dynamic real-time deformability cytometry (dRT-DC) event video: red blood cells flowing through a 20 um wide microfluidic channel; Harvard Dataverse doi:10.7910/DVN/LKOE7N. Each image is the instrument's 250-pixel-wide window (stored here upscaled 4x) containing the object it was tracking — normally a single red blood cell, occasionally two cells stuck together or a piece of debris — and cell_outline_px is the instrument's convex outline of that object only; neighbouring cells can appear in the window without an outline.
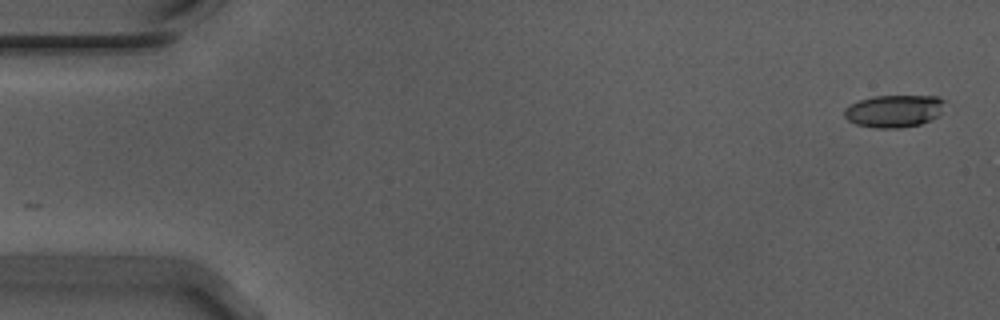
{"species": "Egyptian fruit bat (a non-hibernating species)", "species_latin": "Rousettus aegyptiacus", "temperature_condition": "warm", "stored_images_in_passage": 55, "camera_frame_rate_fps": 3000, "um_per_image_px": 0.085, "animal": {"sex": "male"}, "frame": {"image": 1, "passage_image": 1, "time_ms": 0.0, "image_size_px": [1000, 320], "cell_outline_px": [[944, 100], [940, 112], [932, 120], [920, 124], [900, 128], [872, 128], [856, 124], [848, 120], [844, 116], [844, 108], [860, 100], [872, 96], [936, 96]], "centroid_in_image_um": [75.96, 9.44], "position_along_channel_um": 9.0, "area_um2": 18.9}}
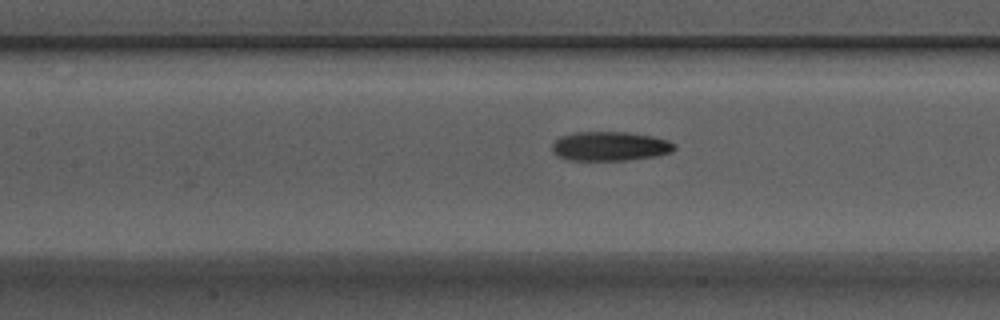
{"frame": {"image": 2, "passage_image": 24, "time_ms": 7.667, "image_size_px": [1000, 320], "cell_outline_px": [[676, 148], [672, 152], [656, 156], [628, 160], [568, 160], [556, 156], [552, 152], [552, 144], [560, 136], [576, 132], [624, 132], [652, 136], [668, 140], [676, 144]], "centroid_in_image_um": [51.84, 12.43], "position_along_channel_um": 155.6, "area_um2": 20.98}}
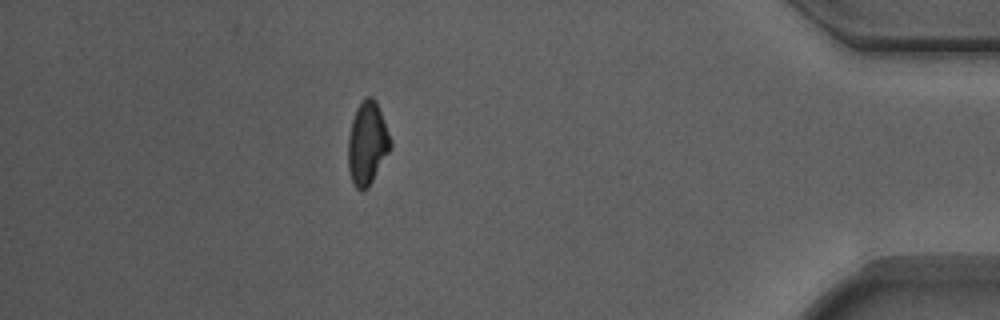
{"frame": {"image": 3, "passage_image": 48, "time_ms": 15.667, "image_size_px": [1000, 320], "cell_outline_px": [[392, 144], [388, 152], [368, 188], [356, 188], [352, 180], [348, 168], [348, 136], [352, 120], [356, 108], [364, 96], [372, 96], [376, 100], [392, 140]], "centroid_in_image_um": [31.21, 12.12], "position_along_channel_um": 404.0, "area_um2": 20.35}, "authors_computed_cell_mechanics": {"area_um2": 20.4034, "velocity_mm_per_s": 3.7237, "shape_relaxation_time_tau1_ms": 3.6817, "shape_relaxation_time_tau2_ms": 3.1317, "deformation_change_tau1": 0.1682, "deformation_change_tau2": 0.1036}}